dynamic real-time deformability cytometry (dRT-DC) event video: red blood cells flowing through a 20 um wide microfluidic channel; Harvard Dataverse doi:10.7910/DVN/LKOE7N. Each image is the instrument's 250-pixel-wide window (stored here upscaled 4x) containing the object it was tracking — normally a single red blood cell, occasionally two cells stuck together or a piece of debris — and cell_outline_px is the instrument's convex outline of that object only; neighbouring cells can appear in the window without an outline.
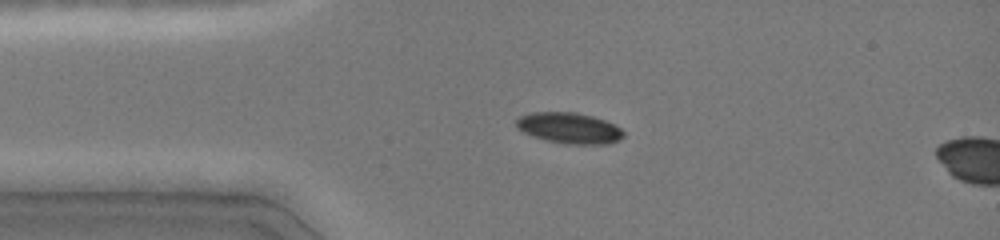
{"species": "common noctule bat (a hibernating species)", "species_latin": "Nyctalus noctula", "temperature_condition": "cold", "stored_images_in_passage": 13, "camera_frame_rate_fps": 3000, "um_per_image_px": 0.085, "animal": {"sex": "female", "body_mass_g": 19.0, "forearm_length_mm": 51.5}, "frame": {"image": 1, "passage_image": 10, "time_ms": 3.0, "image_size_px": [1000, 240], "cell_outline_px": [[624, 136], [608, 144], [564, 144], [544, 140], [532, 136], [516, 128], [516, 120], [520, 116], [532, 112], [576, 112], [592, 116], [604, 120], [620, 128], [624, 132]], "centroid_in_image_um": [48.35, 10.89], "position_along_channel_um": 36.7, "area_um2": 19.31}}